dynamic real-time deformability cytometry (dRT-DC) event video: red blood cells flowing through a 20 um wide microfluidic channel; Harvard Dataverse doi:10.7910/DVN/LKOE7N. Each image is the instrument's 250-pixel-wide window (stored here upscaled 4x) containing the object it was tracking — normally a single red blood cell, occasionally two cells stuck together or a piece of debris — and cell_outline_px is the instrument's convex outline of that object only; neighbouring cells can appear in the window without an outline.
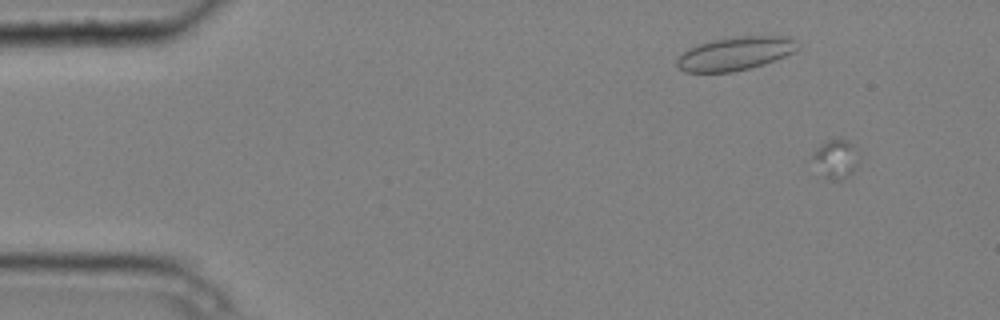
{"species": "common noctule bat (a hibernating species)", "species_latin": "Nyctalus noctula", "temperature_condition": "cold", "stored_images_in_passage": 5, "camera_frame_rate_fps": 3000, "um_per_image_px": 0.085, "animal": {"sex": "male", "body_mass_g": 20.4}, "frame": {"image": 1, "passage_image": 2, "time_ms": 0.333, "image_size_px": [1000, 320], "cell_outline_px": [[860, 152], [856, 168], [848, 176], [840, 180], [832, 180], [824, 176], [812, 156], [820, 144], [828, 140], [848, 140]], "centroid_in_image_um": [71.11, 13.5], "position_along_channel_um": 13.9, "area_um2": 10.17}}